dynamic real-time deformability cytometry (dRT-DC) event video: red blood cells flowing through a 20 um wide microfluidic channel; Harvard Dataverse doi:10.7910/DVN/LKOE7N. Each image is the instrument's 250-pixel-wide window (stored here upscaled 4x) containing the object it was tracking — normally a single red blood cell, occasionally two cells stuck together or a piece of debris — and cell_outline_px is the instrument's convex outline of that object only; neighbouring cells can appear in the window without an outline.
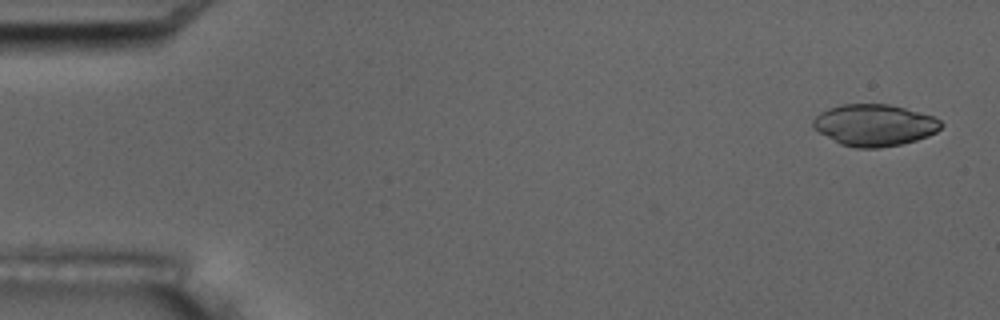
{"species": "common noctule bat (a hibernating species)", "species_latin": "Nyctalus noctula", "temperature_condition": "room temperature", "stored_images_in_passage": 10, "camera_frame_rate_fps": 3000, "um_per_image_px": 0.085, "animal": {"sex": "male", "body_mass_g": 17.5, "forearm_length_mm": 52.3}, "frame": {"image": 1, "passage_image": 1, "time_ms": 0.0, "image_size_px": [1000, 320], "cell_outline_px": [[944, 124], [936, 132], [928, 136], [916, 140], [900, 144], [880, 148], [856, 148], [840, 144], [812, 128], [812, 120], [820, 112], [828, 108], [840, 104], [888, 104], [904, 108], [932, 116], [940, 120]], "centroid_in_image_um": [74.3, 10.63], "position_along_channel_um": 10.7, "area_um2": 31.1}}